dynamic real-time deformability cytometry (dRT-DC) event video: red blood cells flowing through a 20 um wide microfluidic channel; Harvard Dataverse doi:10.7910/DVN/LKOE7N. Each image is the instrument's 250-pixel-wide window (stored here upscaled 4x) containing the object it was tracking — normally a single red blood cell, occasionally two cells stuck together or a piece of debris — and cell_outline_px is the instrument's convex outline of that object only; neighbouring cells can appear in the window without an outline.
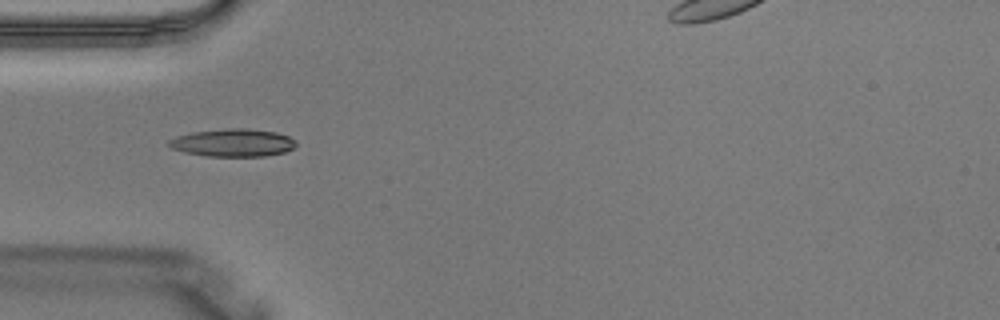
{"species": "Egyptian fruit bat (a non-hibernating species)", "species_latin": "Rousettus aegyptiacus", "temperature_condition": "warm", "stored_images_in_passage": 2, "camera_frame_rate_fps": 3000, "um_per_image_px": 0.085, "animal": {"sex": "male"}, "frame": {"image": 1, "passage_image": 2, "time_ms": 0.333, "image_size_px": [1000, 320], "cell_outline_px": [[296, 144], [292, 148], [284, 152], [264, 156], [208, 156], [184, 152], [172, 148], [164, 144], [168, 140], [176, 136], [192, 132], [228, 128], [244, 128], [276, 132], [288, 136], [296, 140]], "centroid_in_image_um": [19.76, 12.13], "position_along_channel_um": 65.2, "area_um2": 20.58}}